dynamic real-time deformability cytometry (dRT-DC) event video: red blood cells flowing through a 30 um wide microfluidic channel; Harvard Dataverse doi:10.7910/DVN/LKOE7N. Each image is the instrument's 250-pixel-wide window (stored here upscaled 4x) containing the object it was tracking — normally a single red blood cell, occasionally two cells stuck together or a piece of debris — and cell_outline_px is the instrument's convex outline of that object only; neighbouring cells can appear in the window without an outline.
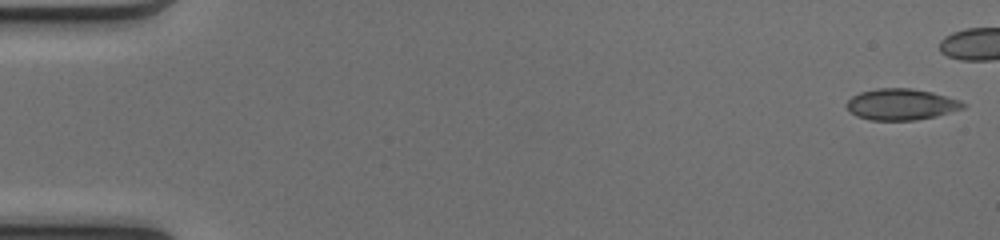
{"species": "common noctule bat (a hibernating species)", "species_latin": "Nyctalus noctula", "temperature_condition": "cold", "stored_images_in_passage": 41, "camera_frame_rate_fps": 3000, "um_per_image_px": 0.085, "animal": {"sex": "female", "body_mass_g": 17.0, "forearm_length_mm": 48.0}, "frame": {"image": 1, "passage_image": 1, "time_ms": 0.0, "image_size_px": [1000, 240], "cell_outline_px": [[964, 108], [936, 116], [916, 120], [868, 120], [856, 116], [844, 104], [852, 96], [860, 92], [876, 88], [912, 88], [932, 92], [960, 100], [964, 104]], "centroid_in_image_um": [76.57, 8.87], "position_along_channel_um": 8.4, "area_um2": 21.21}}
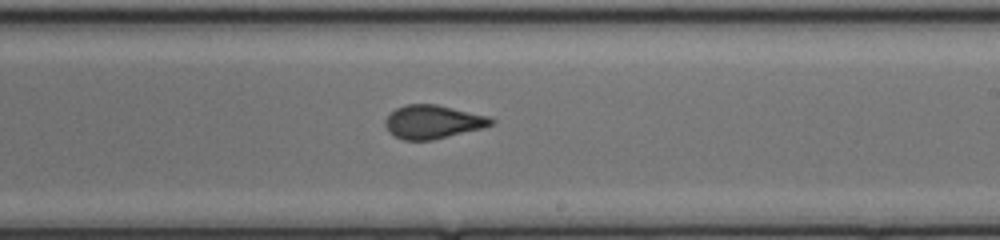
{"frame": {"image": 2, "passage_image": 30, "time_ms": 9.667, "image_size_px": [1000, 240], "cell_outline_px": [[496, 120], [492, 124], [484, 128], [432, 140], [404, 140], [388, 132], [384, 124], [384, 120], [396, 108], [408, 104], [436, 104], [488, 116]], "centroid_in_image_um": [36.79, 10.36], "position_along_channel_um": 252.2, "area_um2": 20.63}}
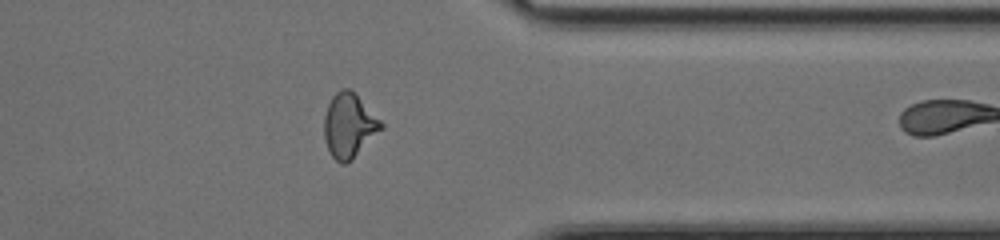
{"frame": {"image": 3, "passage_image": 40, "time_ms": 13.0, "image_size_px": [1000, 240], "cell_outline_px": [[384, 128], [352, 160], [344, 164], [340, 164], [332, 156], [328, 148], [324, 136], [324, 116], [328, 104], [332, 96], [336, 92], [344, 88], [348, 88], [384, 124]], "centroid_in_image_um": [29.66, 10.71], "position_along_channel_um": 381.7, "area_um2": 21.04}}